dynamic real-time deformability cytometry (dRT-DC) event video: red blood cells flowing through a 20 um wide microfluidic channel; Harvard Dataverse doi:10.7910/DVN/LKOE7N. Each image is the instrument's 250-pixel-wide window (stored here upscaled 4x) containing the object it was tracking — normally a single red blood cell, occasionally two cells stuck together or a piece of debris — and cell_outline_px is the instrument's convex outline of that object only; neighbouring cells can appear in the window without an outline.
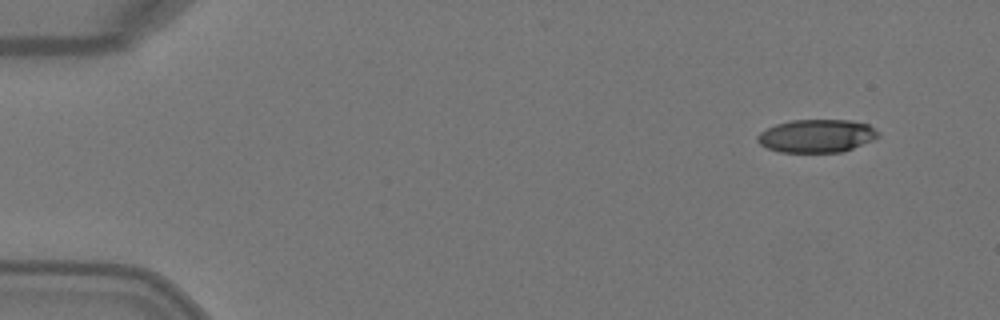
{"species": "Egyptian fruit bat (a non-hibernating species)", "species_latin": "Rousettus aegyptiacus", "temperature_condition": "warm", "stored_images_in_passage": 3, "camera_frame_rate_fps": 3000, "um_per_image_px": 0.085, "animal": {"sex": "female"}, "frame": {"image": 1, "passage_image": 1, "time_ms": 0.0, "image_size_px": [1000, 320], "cell_outline_px": [[880, 136], [872, 140], [852, 148], [840, 152], [780, 152], [768, 148], [760, 144], [756, 140], [756, 136], [760, 132], [776, 124], [792, 120], [852, 120], [868, 124], [880, 132]], "centroid_in_image_um": [69.42, 11.54], "position_along_channel_um": 15.6, "area_um2": 23.24}}